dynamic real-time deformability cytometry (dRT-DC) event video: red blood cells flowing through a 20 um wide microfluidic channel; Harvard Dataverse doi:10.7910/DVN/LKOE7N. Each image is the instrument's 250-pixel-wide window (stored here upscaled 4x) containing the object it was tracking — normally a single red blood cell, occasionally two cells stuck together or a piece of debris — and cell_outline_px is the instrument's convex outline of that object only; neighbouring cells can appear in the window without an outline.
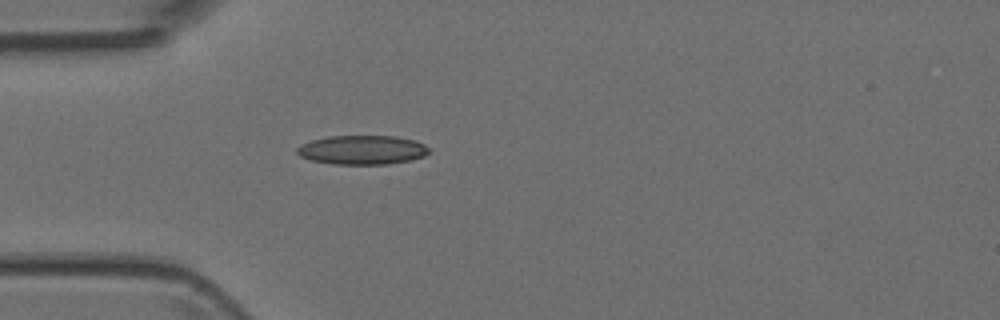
{"species": "Egyptian fruit bat (a non-hibernating species)", "species_latin": "Rousettus aegyptiacus", "temperature_condition": "room temperature", "stored_images_in_passage": 1, "camera_frame_rate_fps": 3000, "um_per_image_px": 0.085, "animal": {"sex": "female"}, "frame": {"image": 1, "passage_image": 1, "time_ms": 0.0, "image_size_px": [1000, 320], "cell_outline_px": [[432, 152], [424, 156], [412, 160], [388, 164], [332, 164], [312, 160], [300, 156], [296, 152], [296, 148], [312, 140], [328, 136], [396, 136], [416, 140], [432, 148]], "centroid_in_image_um": [30.87, 12.74], "position_along_channel_um": 54.1, "area_um2": 22.6}}